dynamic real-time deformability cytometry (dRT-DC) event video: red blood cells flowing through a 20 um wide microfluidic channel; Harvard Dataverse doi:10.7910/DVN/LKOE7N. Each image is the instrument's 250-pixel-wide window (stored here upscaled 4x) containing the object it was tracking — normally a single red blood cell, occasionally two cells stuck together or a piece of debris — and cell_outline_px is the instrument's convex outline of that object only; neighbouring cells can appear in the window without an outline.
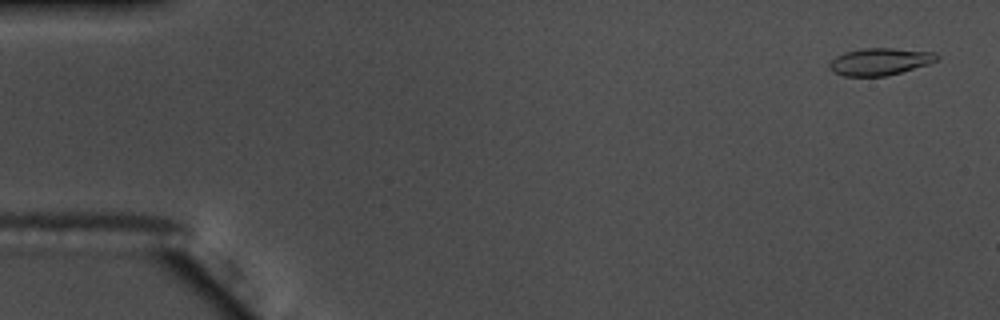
{"species": "common noctule bat (a hibernating species)", "species_latin": "Nyctalus noctula", "temperature_condition": "warm", "stored_images_in_passage": 56, "camera_frame_rate_fps": 3000, "um_per_image_px": 0.085, "animal": {"sex": "male", "body_mass_g": 17.5, "forearm_length_mm": 52.3}, "frame": {"image": 1, "passage_image": 3, "time_ms": 0.667, "image_size_px": [1000, 320], "cell_outline_px": [[940, 56], [936, 60], [928, 64], [900, 72], [884, 76], [844, 76], [832, 72], [828, 68], [828, 64], [836, 56], [844, 52], [864, 48], [892, 48], [936, 52]], "centroid_in_image_um": [74.76, 5.23], "position_along_channel_um": 10.2, "area_um2": 16.99}}
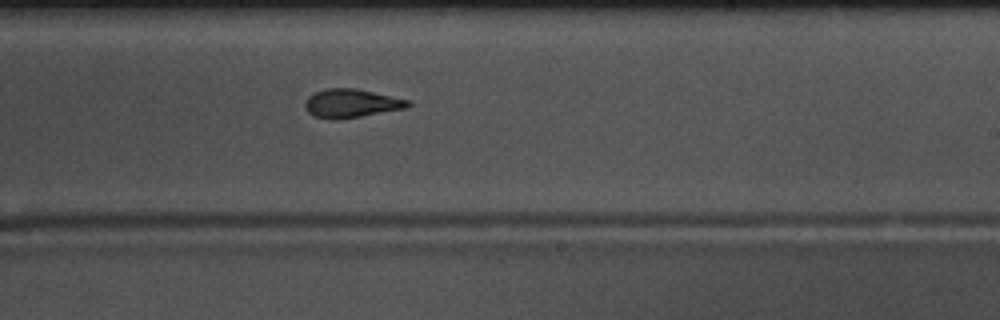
{"frame": {"image": 2, "passage_image": 34, "time_ms": 11.0, "image_size_px": [1000, 320], "cell_outline_px": [[412, 104], [408, 108], [336, 120], [332, 120], [312, 116], [304, 108], [304, 104], [308, 96], [316, 92], [328, 88], [356, 88], [408, 100]], "centroid_in_image_um": [29.83, 8.79], "position_along_channel_um": 259.2, "area_um2": 17.17}}
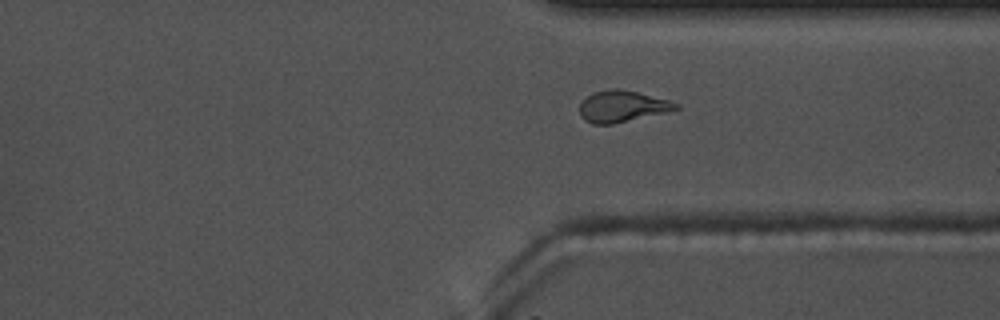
{"frame": {"image": 3, "passage_image": 42, "time_ms": 13.667, "image_size_px": [1000, 320], "cell_outline_px": [[680, 108], [664, 112], [612, 124], [592, 124], [584, 120], [580, 116], [580, 104], [592, 92], [612, 88], [616, 88], [640, 92], [668, 100], [680, 104]], "centroid_in_image_um": [52.86, 9.02], "position_along_channel_um": 358.5, "area_um2": 17.51}, "authors_computed_cell_mechanics": {"area_um2": 17.2822, "velocity_mm_per_s": 3.72, "shape_relaxation_time_tau1_ms": 7.2239, "shape_relaxation_time_tau2_ms": 3.1064, "deformation_change_tau1": 0.2767, "deformation_change_tau2": 0.1198}}